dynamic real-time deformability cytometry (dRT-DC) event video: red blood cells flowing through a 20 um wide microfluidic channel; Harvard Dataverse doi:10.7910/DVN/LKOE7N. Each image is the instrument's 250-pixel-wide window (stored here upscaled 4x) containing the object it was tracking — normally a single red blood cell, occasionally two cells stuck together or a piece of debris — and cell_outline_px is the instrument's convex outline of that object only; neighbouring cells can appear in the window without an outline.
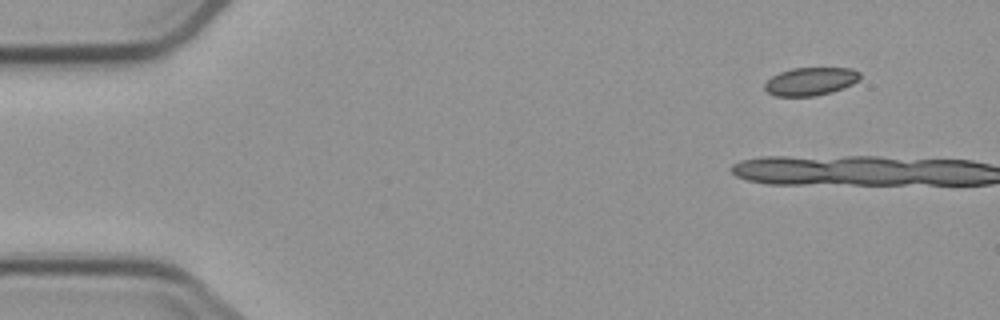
{"species": "common noctule bat (a hibernating species)", "species_latin": "Nyctalus noctula", "temperature_condition": "cold", "stored_images_in_passage": 6, "segment_of_instrument_passage": [2, 2], "camera_frame_rate_fps": 3000, "um_per_image_px": 0.085, "animal": {"sex": "male", "body_mass_g": 23.1, "forearm_length_mm": 52.7}, "frame": {"image": 1, "passage_image": 6, "time_ms": 8.333, "image_size_px": [1000, 320], "cell_outline_px": [[860, 80], [844, 88], [832, 92], [816, 96], [772, 96], [764, 88], [764, 84], [772, 76], [780, 72], [792, 68], [852, 68], [860, 72]], "centroid_in_image_um": [68.91, 6.92], "position_along_channel_um": 16.1, "area_um2": 15.72}}